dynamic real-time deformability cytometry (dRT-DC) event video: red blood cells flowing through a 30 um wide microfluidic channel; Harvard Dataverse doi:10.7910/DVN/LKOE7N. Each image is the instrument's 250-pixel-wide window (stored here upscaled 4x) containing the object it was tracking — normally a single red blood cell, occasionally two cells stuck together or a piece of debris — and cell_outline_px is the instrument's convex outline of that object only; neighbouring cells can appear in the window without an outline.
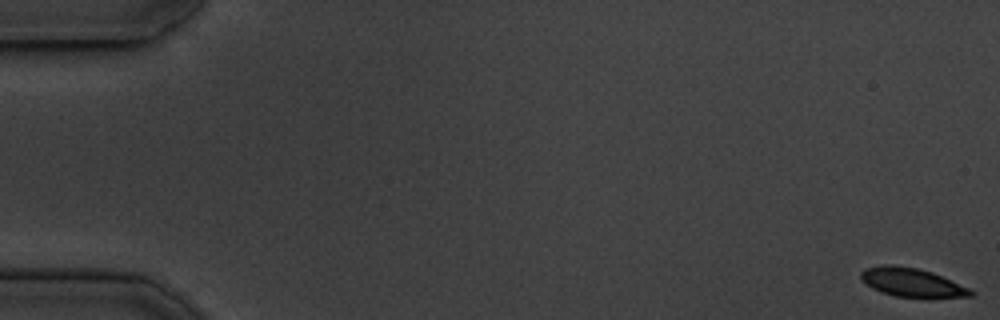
{"species": "common noctule bat (a hibernating species)", "species_latin": "Nyctalus noctula", "temperature_condition": "cold", "stored_images_in_passage": 51, "camera_frame_rate_fps": 3000, "um_per_image_px": 0.085, "animal": {"sex": "male", "body_mass_g": 19.5, "forearm_length_mm": 54.6}, "frame": {"image": 1, "passage_image": 1, "time_ms": 0.0, "image_size_px": [1000, 320], "cell_outline_px": [[976, 292], [972, 296], [928, 300], [896, 296], [880, 292], [872, 288], [860, 276], [860, 272], [864, 268], [884, 264], [892, 264], [916, 268], [932, 272], [968, 288]], "centroid_in_image_um": [77.55, 24.05], "position_along_channel_um": 7.4, "area_um2": 18.9}}
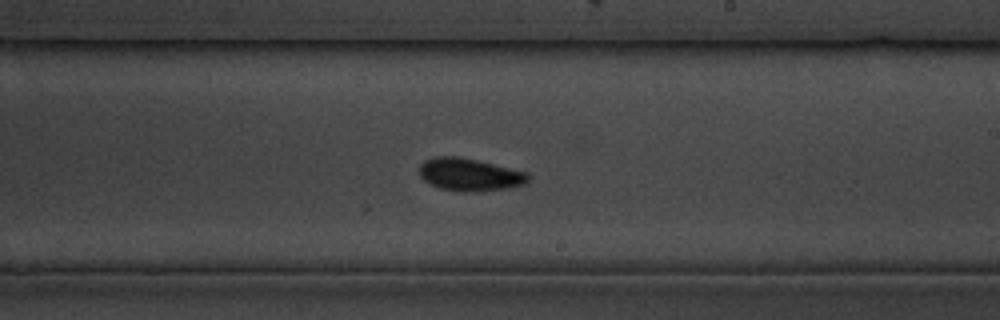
{"frame": {"image": 2, "passage_image": 33, "time_ms": 10.667, "image_size_px": [1000, 320], "cell_outline_px": [[532, 176], [528, 184], [508, 188], [476, 192], [464, 192], [440, 188], [428, 184], [420, 176], [420, 164], [424, 160], [436, 156], [456, 156], [476, 160], [528, 172]], "centroid_in_image_um": [39.96, 14.85], "position_along_channel_um": 249.0, "area_um2": 20.98}}
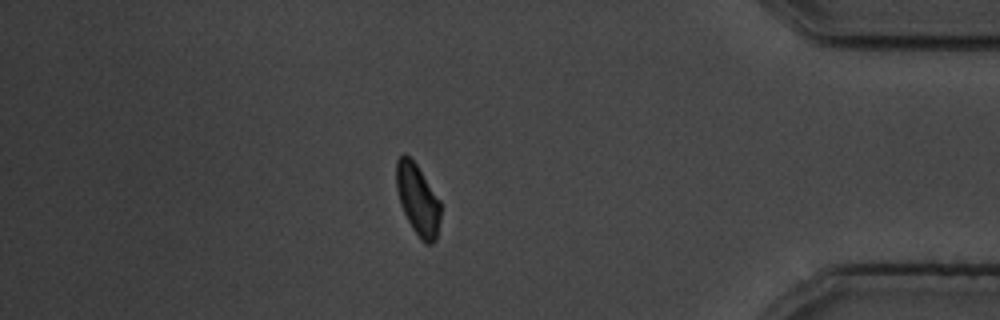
{"frame": {"image": 3, "passage_image": 48, "time_ms": 15.667, "image_size_px": [1000, 320], "cell_outline_px": [[440, 220], [436, 240], [432, 244], [424, 244], [420, 240], [412, 228], [400, 204], [396, 188], [396, 160], [404, 152], [416, 164], [440, 200]], "centroid_in_image_um": [35.5, 16.99], "position_along_channel_um": 399.7, "area_um2": 18.38}, "authors_computed_cell_mechanics": {"area_um2": 19.3052, "velocity_mm_per_s": 3.6768, "shape_relaxation_time_tau1_ms": 2.4347, "shape_relaxation_time_tau2_ms": null, "deformation_change_tau1": 0.0928, "deformation_change_tau2": null}}